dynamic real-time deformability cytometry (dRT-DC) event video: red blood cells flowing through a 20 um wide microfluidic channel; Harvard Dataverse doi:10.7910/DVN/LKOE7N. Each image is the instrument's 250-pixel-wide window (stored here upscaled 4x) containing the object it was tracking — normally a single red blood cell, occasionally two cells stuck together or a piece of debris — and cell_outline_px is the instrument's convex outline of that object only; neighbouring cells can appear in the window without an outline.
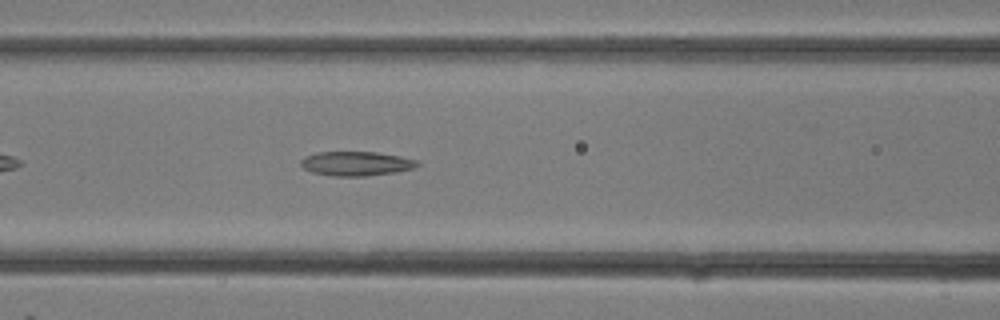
{"species": "common noctule bat (a hibernating species)", "species_latin": "Nyctalus noctula", "temperature_condition": "room temperature", "stored_images_in_passage": 22, "camera_frame_rate_fps": 3000, "um_per_image_px": 0.085, "animal": {"sex": "female"}, "frame": {"image": 1, "passage_image": 6, "time_ms": 1.667, "image_size_px": [1000, 320], "cell_outline_px": [[420, 164], [412, 168], [396, 172], [364, 176], [336, 176], [312, 172], [304, 168], [300, 164], [300, 160], [304, 156], [316, 152], [376, 152], [400, 156], [416, 160]], "centroid_in_image_um": [30.24, 13.9], "position_along_channel_um": 136.4, "area_um2": 16.42}}
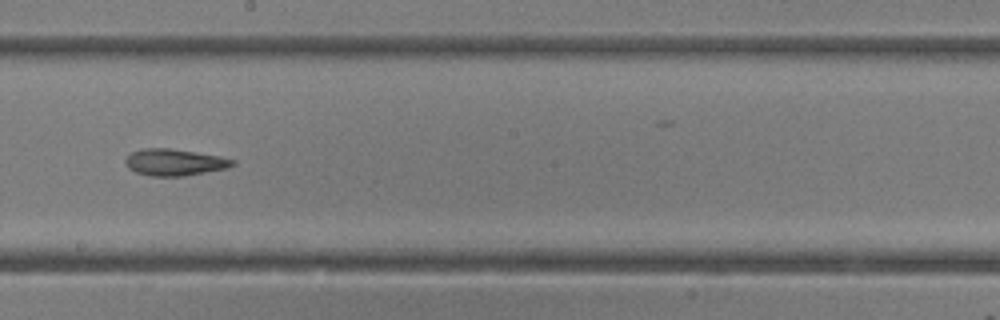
{"frame": {"image": 2, "passage_image": 10, "time_ms": 3.0, "image_size_px": [1000, 320], "cell_outline_px": [[236, 164], [228, 168], [184, 176], [152, 176], [136, 172], [128, 168], [124, 160], [132, 152], [144, 148], [168, 148], [220, 156], [236, 160]], "centroid_in_image_um": [14.86, 13.8], "position_along_channel_um": 233.3, "area_um2": 16.59}}
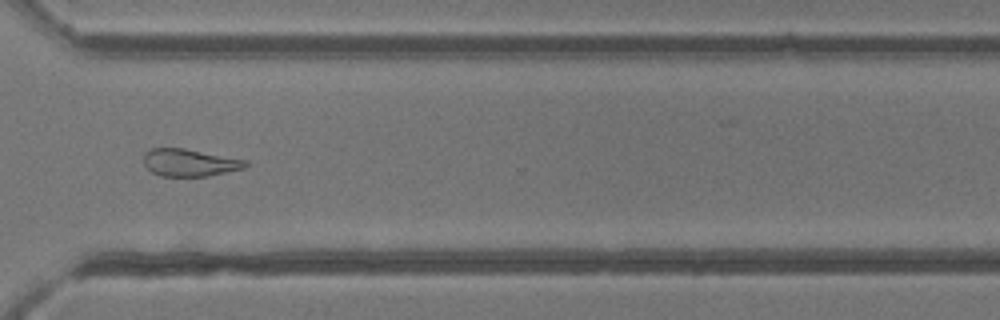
{"frame": {"image": 3, "passage_image": 15, "time_ms": 4.667, "image_size_px": [1000, 320], "cell_outline_px": [[248, 164], [244, 168], [208, 176], [160, 176], [152, 172], [144, 164], [144, 152], [152, 148], [184, 148], [248, 160]], "centroid_in_image_um": [16.12, 13.82], "position_along_channel_um": 354.5, "area_um2": 16.24}}